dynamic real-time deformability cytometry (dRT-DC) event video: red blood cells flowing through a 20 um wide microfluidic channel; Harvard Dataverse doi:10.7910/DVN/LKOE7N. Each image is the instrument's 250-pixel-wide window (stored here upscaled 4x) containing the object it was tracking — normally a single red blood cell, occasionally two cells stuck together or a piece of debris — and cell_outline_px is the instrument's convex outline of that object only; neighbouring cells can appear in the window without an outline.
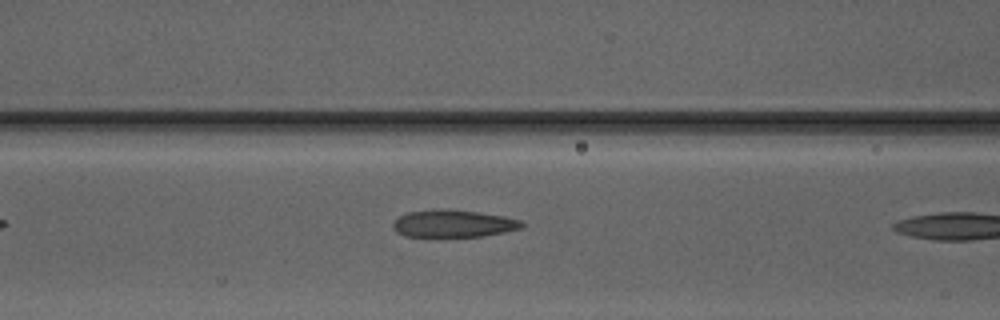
{"species": "Egyptian fruit bat (a non-hibernating species)", "species_latin": "Rousettus aegyptiacus", "temperature_condition": "warm", "stored_images_in_passage": 6, "camera_frame_rate_fps": 3000, "um_per_image_px": 0.085, "animal": {"sex": "male"}, "frame": {"image": 1, "passage_image": 5, "time_ms": 1.333, "image_size_px": [1000, 320], "cell_outline_px": [[524, 228], [484, 236], [404, 236], [396, 232], [392, 228], [392, 224], [400, 216], [408, 212], [480, 212], [504, 216], [520, 220], [524, 224]], "centroid_in_image_um": [38.59, 19.05], "position_along_channel_um": 128.0, "area_um2": 19.54}}